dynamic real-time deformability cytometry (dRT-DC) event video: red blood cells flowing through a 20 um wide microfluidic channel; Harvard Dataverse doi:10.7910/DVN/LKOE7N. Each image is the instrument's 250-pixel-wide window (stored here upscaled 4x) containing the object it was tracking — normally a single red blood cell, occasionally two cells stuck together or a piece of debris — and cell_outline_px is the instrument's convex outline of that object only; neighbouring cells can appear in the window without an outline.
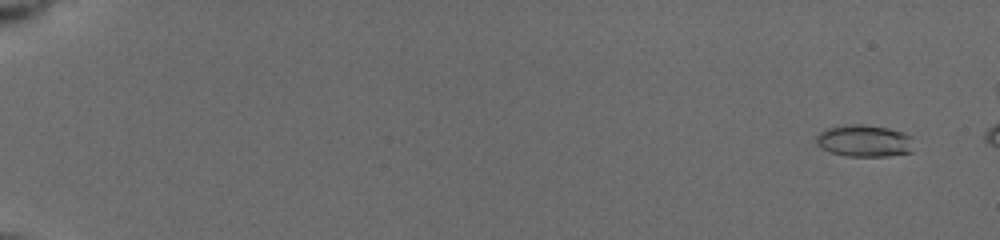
{"species": "common noctule bat (a hibernating species)", "species_latin": "Nyctalus noctula", "temperature_condition": "cold", "stored_images_in_passage": 53, "camera_frame_rate_fps": 3000, "um_per_image_px": 0.085, "animal": {"sex": "female", "body_mass_g": 19.5, "forearm_length_mm": 54.1}, "frame": {"image": 1, "passage_image": 4, "time_ms": 1.0, "image_size_px": [1000, 240], "cell_outline_px": [[912, 152], [888, 156], [844, 156], [820, 148], [816, 144], [816, 136], [824, 128], [844, 124], [864, 124], [888, 128], [904, 132], [912, 136]], "centroid_in_image_um": [73.44, 11.96], "position_along_channel_um": 11.6, "area_um2": 18.5}}
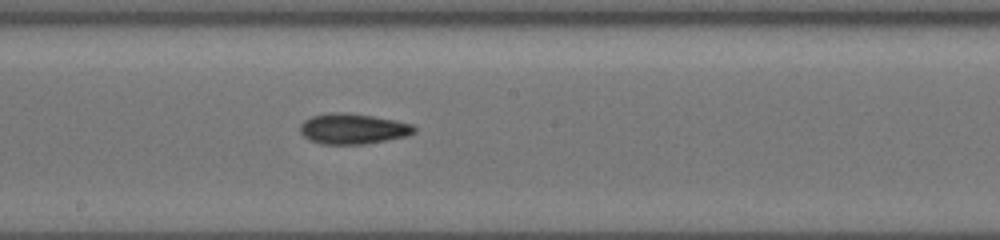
{"frame": {"image": 2, "passage_image": 34, "time_ms": 11.0, "image_size_px": [1000, 240], "cell_outline_px": [[416, 132], [408, 136], [388, 140], [364, 144], [320, 144], [304, 136], [300, 132], [300, 124], [304, 120], [312, 116], [372, 116], [396, 120], [412, 124], [416, 128]], "centroid_in_image_um": [30.08, 11.01], "position_along_channel_um": 218.1, "area_um2": 19.31}}
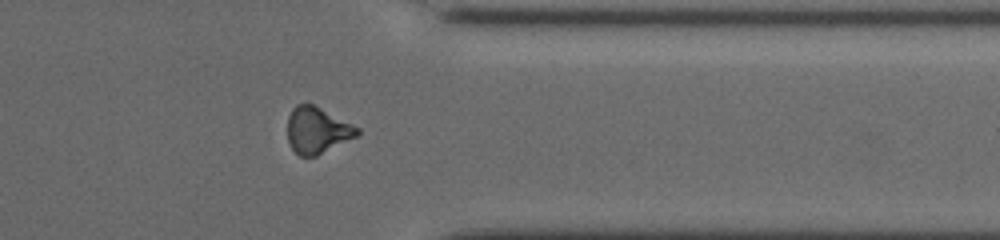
{"frame": {"image": 3, "passage_image": 47, "time_ms": 15.333, "image_size_px": [1000, 240], "cell_outline_px": [[360, 132], [356, 136], [316, 156], [300, 156], [292, 148], [288, 140], [288, 116], [292, 108], [296, 104], [312, 104], [360, 128]], "centroid_in_image_um": [26.94, 11.07], "position_along_channel_um": 384.5, "area_um2": 18.5}}